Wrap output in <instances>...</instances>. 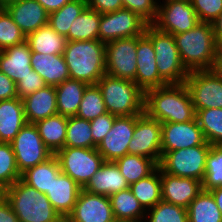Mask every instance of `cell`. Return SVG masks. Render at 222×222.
Here are the masks:
<instances>
[{"label": "cell", "instance_id": "26", "mask_svg": "<svg viewBox=\"0 0 222 222\" xmlns=\"http://www.w3.org/2000/svg\"><path fill=\"white\" fill-rule=\"evenodd\" d=\"M26 123L22 99L0 101V142L11 143Z\"/></svg>", "mask_w": 222, "mask_h": 222}, {"label": "cell", "instance_id": "17", "mask_svg": "<svg viewBox=\"0 0 222 222\" xmlns=\"http://www.w3.org/2000/svg\"><path fill=\"white\" fill-rule=\"evenodd\" d=\"M115 219L109 196L82 189L65 222H111Z\"/></svg>", "mask_w": 222, "mask_h": 222}, {"label": "cell", "instance_id": "14", "mask_svg": "<svg viewBox=\"0 0 222 222\" xmlns=\"http://www.w3.org/2000/svg\"><path fill=\"white\" fill-rule=\"evenodd\" d=\"M137 36L106 43V74L135 81Z\"/></svg>", "mask_w": 222, "mask_h": 222}, {"label": "cell", "instance_id": "37", "mask_svg": "<svg viewBox=\"0 0 222 222\" xmlns=\"http://www.w3.org/2000/svg\"><path fill=\"white\" fill-rule=\"evenodd\" d=\"M196 119L205 140L211 145H222V108L197 110Z\"/></svg>", "mask_w": 222, "mask_h": 222}, {"label": "cell", "instance_id": "4", "mask_svg": "<svg viewBox=\"0 0 222 222\" xmlns=\"http://www.w3.org/2000/svg\"><path fill=\"white\" fill-rule=\"evenodd\" d=\"M3 196L20 222H65L47 196L21 178L4 189Z\"/></svg>", "mask_w": 222, "mask_h": 222}, {"label": "cell", "instance_id": "45", "mask_svg": "<svg viewBox=\"0 0 222 222\" xmlns=\"http://www.w3.org/2000/svg\"><path fill=\"white\" fill-rule=\"evenodd\" d=\"M200 22L212 23L222 12V0H191Z\"/></svg>", "mask_w": 222, "mask_h": 222}, {"label": "cell", "instance_id": "13", "mask_svg": "<svg viewBox=\"0 0 222 222\" xmlns=\"http://www.w3.org/2000/svg\"><path fill=\"white\" fill-rule=\"evenodd\" d=\"M161 142L162 123L150 118L145 112L136 115L135 130L128 145V154L152 159L159 165L162 157Z\"/></svg>", "mask_w": 222, "mask_h": 222}, {"label": "cell", "instance_id": "33", "mask_svg": "<svg viewBox=\"0 0 222 222\" xmlns=\"http://www.w3.org/2000/svg\"><path fill=\"white\" fill-rule=\"evenodd\" d=\"M131 192L147 211L162 200L161 169L158 167L148 177L130 184Z\"/></svg>", "mask_w": 222, "mask_h": 222}, {"label": "cell", "instance_id": "54", "mask_svg": "<svg viewBox=\"0 0 222 222\" xmlns=\"http://www.w3.org/2000/svg\"><path fill=\"white\" fill-rule=\"evenodd\" d=\"M212 70L222 78V60H215Z\"/></svg>", "mask_w": 222, "mask_h": 222}, {"label": "cell", "instance_id": "20", "mask_svg": "<svg viewBox=\"0 0 222 222\" xmlns=\"http://www.w3.org/2000/svg\"><path fill=\"white\" fill-rule=\"evenodd\" d=\"M25 36L48 24V13L37 0H19L4 8Z\"/></svg>", "mask_w": 222, "mask_h": 222}, {"label": "cell", "instance_id": "27", "mask_svg": "<svg viewBox=\"0 0 222 222\" xmlns=\"http://www.w3.org/2000/svg\"><path fill=\"white\" fill-rule=\"evenodd\" d=\"M67 124L68 117L58 113L35 123L43 143L53 155L65 147Z\"/></svg>", "mask_w": 222, "mask_h": 222}, {"label": "cell", "instance_id": "40", "mask_svg": "<svg viewBox=\"0 0 222 222\" xmlns=\"http://www.w3.org/2000/svg\"><path fill=\"white\" fill-rule=\"evenodd\" d=\"M20 178L11 143L0 142V189L3 191Z\"/></svg>", "mask_w": 222, "mask_h": 222}, {"label": "cell", "instance_id": "58", "mask_svg": "<svg viewBox=\"0 0 222 222\" xmlns=\"http://www.w3.org/2000/svg\"><path fill=\"white\" fill-rule=\"evenodd\" d=\"M3 195V191L0 189V196Z\"/></svg>", "mask_w": 222, "mask_h": 222}, {"label": "cell", "instance_id": "34", "mask_svg": "<svg viewBox=\"0 0 222 222\" xmlns=\"http://www.w3.org/2000/svg\"><path fill=\"white\" fill-rule=\"evenodd\" d=\"M115 163L129 185L148 177L159 167L152 159L131 154L124 155L117 159Z\"/></svg>", "mask_w": 222, "mask_h": 222}, {"label": "cell", "instance_id": "24", "mask_svg": "<svg viewBox=\"0 0 222 222\" xmlns=\"http://www.w3.org/2000/svg\"><path fill=\"white\" fill-rule=\"evenodd\" d=\"M30 63L33 70L42 77L48 86H57L70 79L63 54L53 55L31 52Z\"/></svg>", "mask_w": 222, "mask_h": 222}, {"label": "cell", "instance_id": "8", "mask_svg": "<svg viewBox=\"0 0 222 222\" xmlns=\"http://www.w3.org/2000/svg\"><path fill=\"white\" fill-rule=\"evenodd\" d=\"M55 156L61 172L70 176L82 188L105 162L96 148L64 147Z\"/></svg>", "mask_w": 222, "mask_h": 222}, {"label": "cell", "instance_id": "7", "mask_svg": "<svg viewBox=\"0 0 222 222\" xmlns=\"http://www.w3.org/2000/svg\"><path fill=\"white\" fill-rule=\"evenodd\" d=\"M211 146L200 145L166 152L158 166L165 173L203 182L207 155Z\"/></svg>", "mask_w": 222, "mask_h": 222}, {"label": "cell", "instance_id": "2", "mask_svg": "<svg viewBox=\"0 0 222 222\" xmlns=\"http://www.w3.org/2000/svg\"><path fill=\"white\" fill-rule=\"evenodd\" d=\"M182 64L188 72L210 70L217 56L212 23L199 22L193 29L173 35Z\"/></svg>", "mask_w": 222, "mask_h": 222}, {"label": "cell", "instance_id": "21", "mask_svg": "<svg viewBox=\"0 0 222 222\" xmlns=\"http://www.w3.org/2000/svg\"><path fill=\"white\" fill-rule=\"evenodd\" d=\"M82 187L77 184L70 176L62 172L54 178L49 190L45 195L51 202L56 212L65 221L73 211Z\"/></svg>", "mask_w": 222, "mask_h": 222}, {"label": "cell", "instance_id": "42", "mask_svg": "<svg viewBox=\"0 0 222 222\" xmlns=\"http://www.w3.org/2000/svg\"><path fill=\"white\" fill-rule=\"evenodd\" d=\"M203 190L222 187V145H212L206 160Z\"/></svg>", "mask_w": 222, "mask_h": 222}, {"label": "cell", "instance_id": "5", "mask_svg": "<svg viewBox=\"0 0 222 222\" xmlns=\"http://www.w3.org/2000/svg\"><path fill=\"white\" fill-rule=\"evenodd\" d=\"M96 84L108 113L116 117L144 113L145 93L134 81L104 74Z\"/></svg>", "mask_w": 222, "mask_h": 222}, {"label": "cell", "instance_id": "44", "mask_svg": "<svg viewBox=\"0 0 222 222\" xmlns=\"http://www.w3.org/2000/svg\"><path fill=\"white\" fill-rule=\"evenodd\" d=\"M160 0H122L123 8L139 15L149 25L155 22Z\"/></svg>", "mask_w": 222, "mask_h": 222}, {"label": "cell", "instance_id": "11", "mask_svg": "<svg viewBox=\"0 0 222 222\" xmlns=\"http://www.w3.org/2000/svg\"><path fill=\"white\" fill-rule=\"evenodd\" d=\"M148 25L139 15L126 8L104 13L99 24V40L106 44L121 38L141 36Z\"/></svg>", "mask_w": 222, "mask_h": 222}, {"label": "cell", "instance_id": "25", "mask_svg": "<svg viewBox=\"0 0 222 222\" xmlns=\"http://www.w3.org/2000/svg\"><path fill=\"white\" fill-rule=\"evenodd\" d=\"M22 100L27 123L35 124L58 113L55 86L47 85Z\"/></svg>", "mask_w": 222, "mask_h": 222}, {"label": "cell", "instance_id": "6", "mask_svg": "<svg viewBox=\"0 0 222 222\" xmlns=\"http://www.w3.org/2000/svg\"><path fill=\"white\" fill-rule=\"evenodd\" d=\"M145 35L152 41L160 78L166 84L184 83L189 72L181 62L173 35L160 31L152 24L147 26Z\"/></svg>", "mask_w": 222, "mask_h": 222}, {"label": "cell", "instance_id": "9", "mask_svg": "<svg viewBox=\"0 0 222 222\" xmlns=\"http://www.w3.org/2000/svg\"><path fill=\"white\" fill-rule=\"evenodd\" d=\"M184 84L195 111L222 108V78L214 70L189 72Z\"/></svg>", "mask_w": 222, "mask_h": 222}, {"label": "cell", "instance_id": "39", "mask_svg": "<svg viewBox=\"0 0 222 222\" xmlns=\"http://www.w3.org/2000/svg\"><path fill=\"white\" fill-rule=\"evenodd\" d=\"M65 147L93 148L90 121L68 117Z\"/></svg>", "mask_w": 222, "mask_h": 222}, {"label": "cell", "instance_id": "32", "mask_svg": "<svg viewBox=\"0 0 222 222\" xmlns=\"http://www.w3.org/2000/svg\"><path fill=\"white\" fill-rule=\"evenodd\" d=\"M100 19L98 11L86 7L71 24L67 41L99 40Z\"/></svg>", "mask_w": 222, "mask_h": 222}, {"label": "cell", "instance_id": "57", "mask_svg": "<svg viewBox=\"0 0 222 222\" xmlns=\"http://www.w3.org/2000/svg\"><path fill=\"white\" fill-rule=\"evenodd\" d=\"M111 222H132V221H128V220H121V219H114Z\"/></svg>", "mask_w": 222, "mask_h": 222}, {"label": "cell", "instance_id": "15", "mask_svg": "<svg viewBox=\"0 0 222 222\" xmlns=\"http://www.w3.org/2000/svg\"><path fill=\"white\" fill-rule=\"evenodd\" d=\"M209 144L199 127L197 119L183 123H162V156L169 151Z\"/></svg>", "mask_w": 222, "mask_h": 222}, {"label": "cell", "instance_id": "3", "mask_svg": "<svg viewBox=\"0 0 222 222\" xmlns=\"http://www.w3.org/2000/svg\"><path fill=\"white\" fill-rule=\"evenodd\" d=\"M106 44L100 40L67 41L63 53L70 79L96 84L106 74Z\"/></svg>", "mask_w": 222, "mask_h": 222}, {"label": "cell", "instance_id": "28", "mask_svg": "<svg viewBox=\"0 0 222 222\" xmlns=\"http://www.w3.org/2000/svg\"><path fill=\"white\" fill-rule=\"evenodd\" d=\"M88 85L80 80L68 79L55 86L58 114L65 117L76 116Z\"/></svg>", "mask_w": 222, "mask_h": 222}, {"label": "cell", "instance_id": "41", "mask_svg": "<svg viewBox=\"0 0 222 222\" xmlns=\"http://www.w3.org/2000/svg\"><path fill=\"white\" fill-rule=\"evenodd\" d=\"M144 222H188L187 209L164 200L146 211Z\"/></svg>", "mask_w": 222, "mask_h": 222}, {"label": "cell", "instance_id": "22", "mask_svg": "<svg viewBox=\"0 0 222 222\" xmlns=\"http://www.w3.org/2000/svg\"><path fill=\"white\" fill-rule=\"evenodd\" d=\"M129 186L118 165L113 161H105L82 189L93 194L110 196Z\"/></svg>", "mask_w": 222, "mask_h": 222}, {"label": "cell", "instance_id": "53", "mask_svg": "<svg viewBox=\"0 0 222 222\" xmlns=\"http://www.w3.org/2000/svg\"><path fill=\"white\" fill-rule=\"evenodd\" d=\"M209 192L212 194L217 207L219 208L221 214H222V187H216L213 188L211 190H209Z\"/></svg>", "mask_w": 222, "mask_h": 222}, {"label": "cell", "instance_id": "46", "mask_svg": "<svg viewBox=\"0 0 222 222\" xmlns=\"http://www.w3.org/2000/svg\"><path fill=\"white\" fill-rule=\"evenodd\" d=\"M115 117L113 114L105 113L90 121L93 137V148H96L106 134L112 129Z\"/></svg>", "mask_w": 222, "mask_h": 222}, {"label": "cell", "instance_id": "18", "mask_svg": "<svg viewBox=\"0 0 222 222\" xmlns=\"http://www.w3.org/2000/svg\"><path fill=\"white\" fill-rule=\"evenodd\" d=\"M152 41L144 34L137 36L135 83L145 93L147 90L167 85L157 70Z\"/></svg>", "mask_w": 222, "mask_h": 222}, {"label": "cell", "instance_id": "48", "mask_svg": "<svg viewBox=\"0 0 222 222\" xmlns=\"http://www.w3.org/2000/svg\"><path fill=\"white\" fill-rule=\"evenodd\" d=\"M87 7L104 14L122 9L123 4L122 0H87Z\"/></svg>", "mask_w": 222, "mask_h": 222}, {"label": "cell", "instance_id": "23", "mask_svg": "<svg viewBox=\"0 0 222 222\" xmlns=\"http://www.w3.org/2000/svg\"><path fill=\"white\" fill-rule=\"evenodd\" d=\"M31 50L25 41L0 51V71L16 84L32 70Z\"/></svg>", "mask_w": 222, "mask_h": 222}, {"label": "cell", "instance_id": "19", "mask_svg": "<svg viewBox=\"0 0 222 222\" xmlns=\"http://www.w3.org/2000/svg\"><path fill=\"white\" fill-rule=\"evenodd\" d=\"M203 190L202 181L174 176L161 170L162 200L188 208L192 200Z\"/></svg>", "mask_w": 222, "mask_h": 222}, {"label": "cell", "instance_id": "49", "mask_svg": "<svg viewBox=\"0 0 222 222\" xmlns=\"http://www.w3.org/2000/svg\"><path fill=\"white\" fill-rule=\"evenodd\" d=\"M17 97L16 83L0 71V101Z\"/></svg>", "mask_w": 222, "mask_h": 222}, {"label": "cell", "instance_id": "12", "mask_svg": "<svg viewBox=\"0 0 222 222\" xmlns=\"http://www.w3.org/2000/svg\"><path fill=\"white\" fill-rule=\"evenodd\" d=\"M158 4V12L155 22L152 24L160 31L172 35L184 33L193 29L199 19L187 0H163Z\"/></svg>", "mask_w": 222, "mask_h": 222}, {"label": "cell", "instance_id": "29", "mask_svg": "<svg viewBox=\"0 0 222 222\" xmlns=\"http://www.w3.org/2000/svg\"><path fill=\"white\" fill-rule=\"evenodd\" d=\"M26 42L31 52L57 55L64 53L67 39L46 24L27 35Z\"/></svg>", "mask_w": 222, "mask_h": 222}, {"label": "cell", "instance_id": "1", "mask_svg": "<svg viewBox=\"0 0 222 222\" xmlns=\"http://www.w3.org/2000/svg\"><path fill=\"white\" fill-rule=\"evenodd\" d=\"M144 112L161 123H183L196 119L195 107L184 83L147 90Z\"/></svg>", "mask_w": 222, "mask_h": 222}, {"label": "cell", "instance_id": "56", "mask_svg": "<svg viewBox=\"0 0 222 222\" xmlns=\"http://www.w3.org/2000/svg\"><path fill=\"white\" fill-rule=\"evenodd\" d=\"M19 0H0V5L5 8L6 6H8L9 4L13 3V2H17Z\"/></svg>", "mask_w": 222, "mask_h": 222}, {"label": "cell", "instance_id": "51", "mask_svg": "<svg viewBox=\"0 0 222 222\" xmlns=\"http://www.w3.org/2000/svg\"><path fill=\"white\" fill-rule=\"evenodd\" d=\"M46 10L48 14L61 9L65 4L72 0H37Z\"/></svg>", "mask_w": 222, "mask_h": 222}, {"label": "cell", "instance_id": "55", "mask_svg": "<svg viewBox=\"0 0 222 222\" xmlns=\"http://www.w3.org/2000/svg\"><path fill=\"white\" fill-rule=\"evenodd\" d=\"M215 60H222V39L217 41V56Z\"/></svg>", "mask_w": 222, "mask_h": 222}, {"label": "cell", "instance_id": "52", "mask_svg": "<svg viewBox=\"0 0 222 222\" xmlns=\"http://www.w3.org/2000/svg\"><path fill=\"white\" fill-rule=\"evenodd\" d=\"M214 36L216 41L222 39V12L221 14L212 22Z\"/></svg>", "mask_w": 222, "mask_h": 222}, {"label": "cell", "instance_id": "43", "mask_svg": "<svg viewBox=\"0 0 222 222\" xmlns=\"http://www.w3.org/2000/svg\"><path fill=\"white\" fill-rule=\"evenodd\" d=\"M25 41V34L3 8L0 11V51Z\"/></svg>", "mask_w": 222, "mask_h": 222}, {"label": "cell", "instance_id": "35", "mask_svg": "<svg viewBox=\"0 0 222 222\" xmlns=\"http://www.w3.org/2000/svg\"><path fill=\"white\" fill-rule=\"evenodd\" d=\"M188 222H222V214L209 191L202 190L187 208Z\"/></svg>", "mask_w": 222, "mask_h": 222}, {"label": "cell", "instance_id": "31", "mask_svg": "<svg viewBox=\"0 0 222 222\" xmlns=\"http://www.w3.org/2000/svg\"><path fill=\"white\" fill-rule=\"evenodd\" d=\"M61 173L60 164L55 155L47 161L27 169L21 179L29 186L45 194L50 189L54 178Z\"/></svg>", "mask_w": 222, "mask_h": 222}, {"label": "cell", "instance_id": "16", "mask_svg": "<svg viewBox=\"0 0 222 222\" xmlns=\"http://www.w3.org/2000/svg\"><path fill=\"white\" fill-rule=\"evenodd\" d=\"M135 125L136 116L115 117L112 129L96 147L105 161L115 162L128 154V145L133 138Z\"/></svg>", "mask_w": 222, "mask_h": 222}, {"label": "cell", "instance_id": "30", "mask_svg": "<svg viewBox=\"0 0 222 222\" xmlns=\"http://www.w3.org/2000/svg\"><path fill=\"white\" fill-rule=\"evenodd\" d=\"M115 219L144 222L146 210L131 192L130 188L109 196Z\"/></svg>", "mask_w": 222, "mask_h": 222}, {"label": "cell", "instance_id": "47", "mask_svg": "<svg viewBox=\"0 0 222 222\" xmlns=\"http://www.w3.org/2000/svg\"><path fill=\"white\" fill-rule=\"evenodd\" d=\"M45 86L47 85L42 77L32 70L16 84L17 96L18 98L23 99L35 91L43 89Z\"/></svg>", "mask_w": 222, "mask_h": 222}, {"label": "cell", "instance_id": "36", "mask_svg": "<svg viewBox=\"0 0 222 222\" xmlns=\"http://www.w3.org/2000/svg\"><path fill=\"white\" fill-rule=\"evenodd\" d=\"M87 7V0H72L48 15V24L58 34L67 36L73 21Z\"/></svg>", "mask_w": 222, "mask_h": 222}, {"label": "cell", "instance_id": "38", "mask_svg": "<svg viewBox=\"0 0 222 222\" xmlns=\"http://www.w3.org/2000/svg\"><path fill=\"white\" fill-rule=\"evenodd\" d=\"M107 113L101 90L97 84H89L84 91L76 117L84 120H94Z\"/></svg>", "mask_w": 222, "mask_h": 222}, {"label": "cell", "instance_id": "50", "mask_svg": "<svg viewBox=\"0 0 222 222\" xmlns=\"http://www.w3.org/2000/svg\"><path fill=\"white\" fill-rule=\"evenodd\" d=\"M0 222H20L3 195L0 196Z\"/></svg>", "mask_w": 222, "mask_h": 222}, {"label": "cell", "instance_id": "10", "mask_svg": "<svg viewBox=\"0 0 222 222\" xmlns=\"http://www.w3.org/2000/svg\"><path fill=\"white\" fill-rule=\"evenodd\" d=\"M20 174L53 156L34 123H26L11 142Z\"/></svg>", "mask_w": 222, "mask_h": 222}]
</instances>
